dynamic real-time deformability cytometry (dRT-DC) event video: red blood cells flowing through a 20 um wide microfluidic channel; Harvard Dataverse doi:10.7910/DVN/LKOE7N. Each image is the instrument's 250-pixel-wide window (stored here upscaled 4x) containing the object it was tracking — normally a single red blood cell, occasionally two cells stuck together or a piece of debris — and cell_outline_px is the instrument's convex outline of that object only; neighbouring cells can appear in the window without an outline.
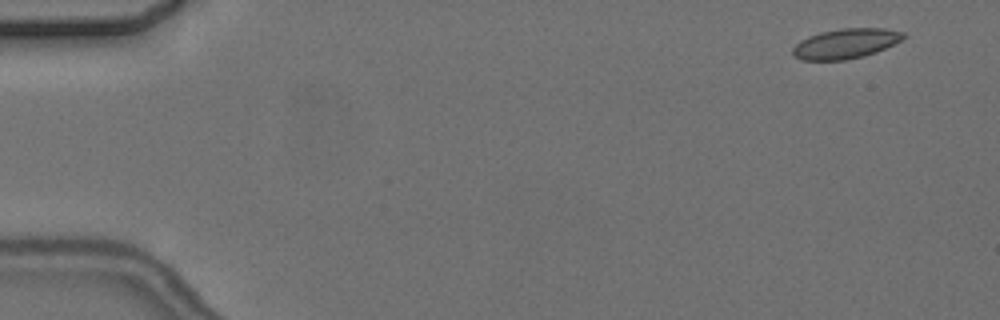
{"species": "common noctule bat (a hibernating species)", "species_latin": "Nyctalus noctula", "temperature_condition": "cold", "stored_images_in_passage": 6, "camera_frame_rate_fps": 3000, "um_per_image_px": 0.085, "animal": {"sex": "female", "body_mass_g": 24.6, "forearm_length_mm": 56.2}, "frame": {"image": 1, "passage_image": 1, "time_ms": 0.0, "image_size_px": [1000, 320], "cell_outline_px": [[908, 36], [876, 52], [864, 56], [844, 60], [800, 60], [792, 56], [792, 48], [800, 40], [808, 36], [820, 32], [840, 28], [884, 28], [904, 32]], "centroid_in_image_um": [71.85, 3.7], "position_along_channel_um": 13.2, "area_um2": 19.42}}
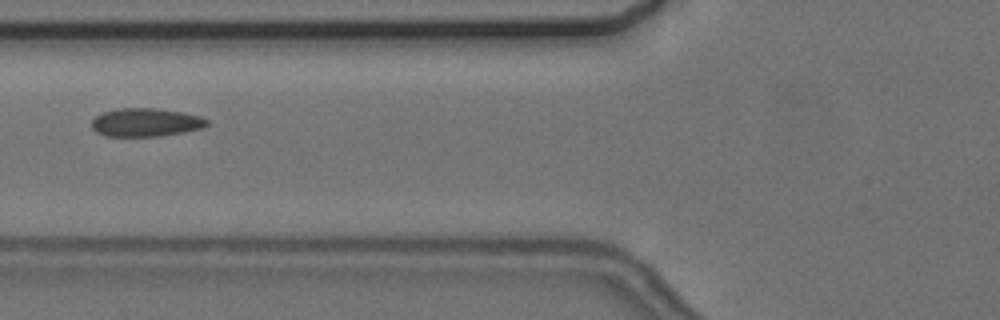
{"frame": {"image": 2, "passage_image": 6, "time_ms": 6.333, "image_size_px": [1000, 320], "cell_outline_px": [[208, 124], [204, 128], [184, 132], [160, 136], [104, 136], [96, 132], [92, 128], [92, 120], [100, 112], [116, 108], [156, 108], [184, 112], [200, 116], [208, 120]], "centroid_in_image_um": [12.38, 10.39], "position_along_channel_um": 113.4, "area_um2": 19.31}}